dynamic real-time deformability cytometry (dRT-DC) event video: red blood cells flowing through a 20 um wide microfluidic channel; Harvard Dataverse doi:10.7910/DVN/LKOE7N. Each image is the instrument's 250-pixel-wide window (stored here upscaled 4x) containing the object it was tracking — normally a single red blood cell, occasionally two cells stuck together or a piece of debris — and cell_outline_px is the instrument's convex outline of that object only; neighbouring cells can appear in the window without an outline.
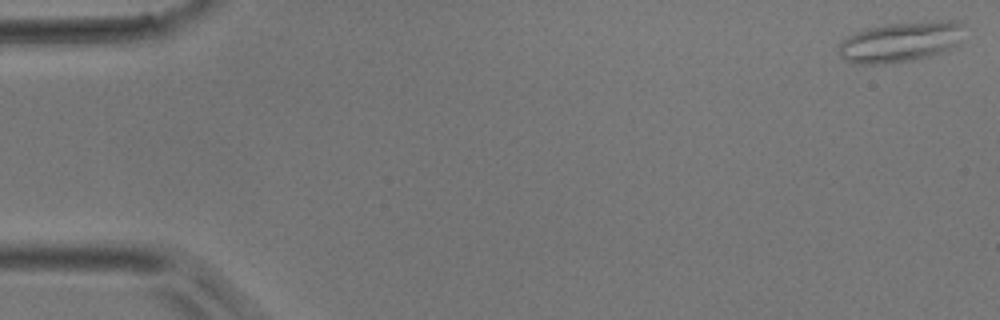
{"species": "common noctule bat (a hibernating species)", "species_latin": "Nyctalus noctula", "temperature_condition": "room temperature", "stored_images_in_passage": 48, "camera_frame_rate_fps": 3000, "um_per_image_px": 0.085, "animal": {"sex": "male", "body_mass_g": 17.9}, "frame": {"image": 1, "passage_image": 1, "time_ms": 0.0, "image_size_px": [1000, 320], "cell_outline_px": [[964, 24], [960, 44], [956, 48], [916, 60], [884, 64], [856, 64], [844, 60], [840, 56], [840, 40], [856, 32], [868, 28], [884, 24], [936, 20], [960, 20]], "centroid_in_image_um": [76.61, 3.55], "position_along_channel_um": 8.4, "area_um2": 30.11}}
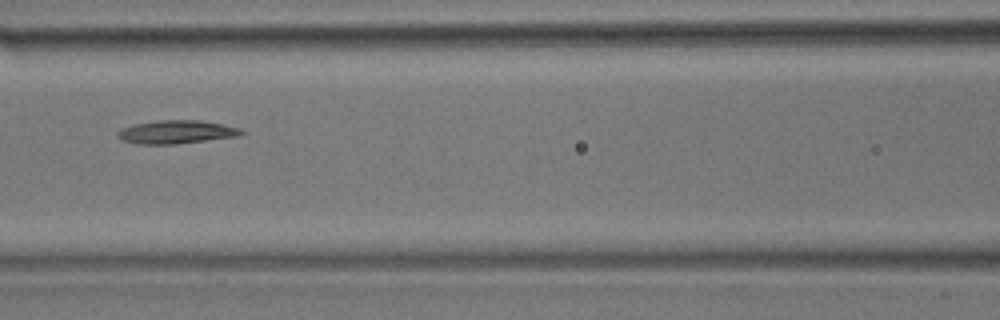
{"frame": {"image": 2, "passage_image": 21, "time_ms": 6.667, "image_size_px": [1000, 320], "cell_outline_px": [[248, 132], [240, 136], [176, 144], [140, 144], [120, 140], [116, 136], [116, 132], [120, 128], [132, 124], [156, 120], [200, 120], [240, 128]], "centroid_in_image_um": [14.96, 11.22], "position_along_channel_um": 151.6, "area_um2": 17.11}}
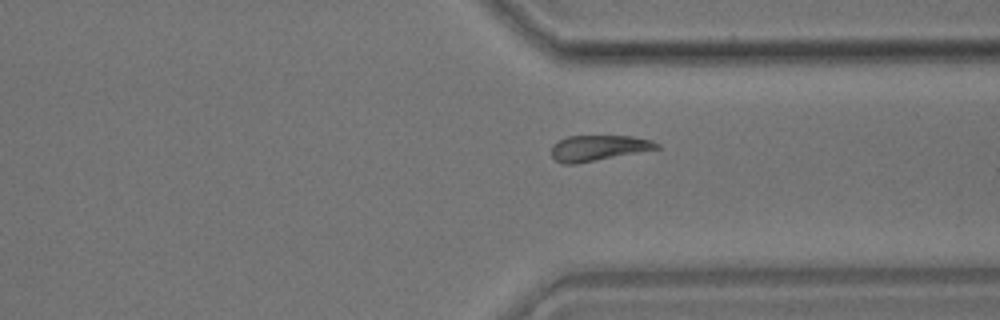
{"frame": {"image": 3, "passage_image": 36, "time_ms": 11.667, "image_size_px": [1000, 320], "cell_outline_px": [[660, 148], [576, 164], [564, 164], [556, 160], [552, 156], [552, 144], [568, 136], [632, 136], [652, 140], [660, 144]], "centroid_in_image_um": [50.87, 12.57], "position_along_channel_um": 360.5, "area_um2": 15.61}}